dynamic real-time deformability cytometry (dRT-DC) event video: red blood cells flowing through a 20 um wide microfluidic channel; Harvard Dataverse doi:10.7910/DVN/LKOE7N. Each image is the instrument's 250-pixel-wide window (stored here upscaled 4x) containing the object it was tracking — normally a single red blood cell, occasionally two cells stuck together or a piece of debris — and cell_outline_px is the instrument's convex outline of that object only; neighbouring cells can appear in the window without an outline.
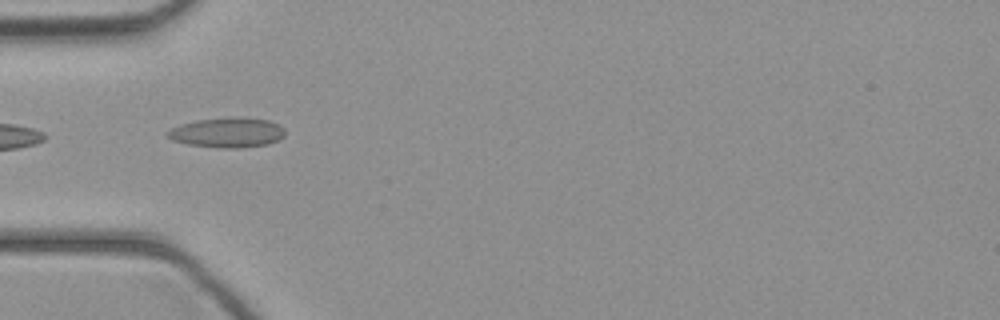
{"species": "common noctule bat (a hibernating species)", "species_latin": "Nyctalus noctula", "temperature_condition": "cold", "stored_images_in_passage": 7, "camera_frame_rate_fps": 3000, "um_per_image_px": 0.085, "animal": {"sex": "female", "body_mass_g": 21.9}, "frame": {"image": 1, "passage_image": 1, "time_ms": 0.0, "image_size_px": [1000, 320], "cell_outline_px": [[284, 136], [280, 140], [268, 144], [240, 148], [220, 148], [188, 144], [172, 140], [168, 136], [168, 132], [172, 128], [180, 124], [196, 120], [228, 116], [240, 116], [268, 120], [280, 124], [284, 128]], "centroid_in_image_um": [19.37, 11.25], "position_along_channel_um": 65.6, "area_um2": 20.81}}